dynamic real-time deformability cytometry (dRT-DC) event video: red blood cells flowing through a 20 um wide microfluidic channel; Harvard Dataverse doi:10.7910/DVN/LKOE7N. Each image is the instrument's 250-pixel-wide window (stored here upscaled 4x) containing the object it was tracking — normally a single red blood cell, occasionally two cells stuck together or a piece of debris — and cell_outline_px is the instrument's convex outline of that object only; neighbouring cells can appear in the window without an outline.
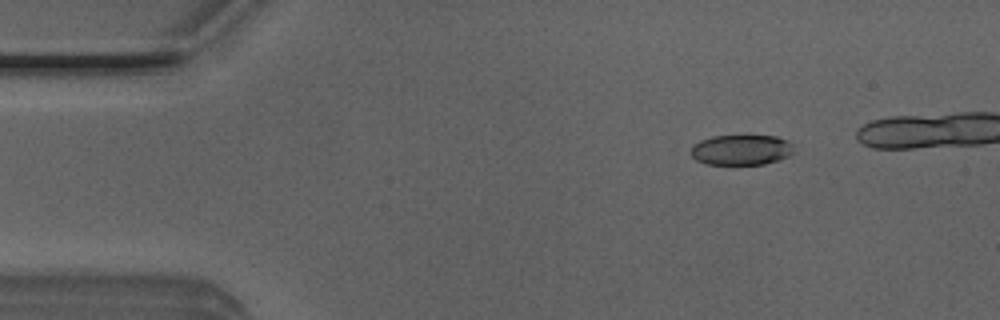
{"species": "Egyptian fruit bat (a non-hibernating species)", "species_latin": "Rousettus aegyptiacus", "temperature_condition": "room temperature", "stored_images_in_passage": 16, "camera_frame_rate_fps": 3000, "um_per_image_px": 0.085, "animal": {"sex": "male"}, "frame": {"image": 1, "passage_image": 7, "time_ms": 2.0, "image_size_px": [1000, 320], "cell_outline_px": [[792, 152], [788, 156], [780, 160], [764, 164], [704, 164], [696, 160], [688, 152], [692, 144], [700, 140], [712, 136], [776, 136], [788, 140], [792, 144]], "centroid_in_image_um": [62.96, 12.74], "position_along_channel_um": 22.0, "area_um2": 18.38}}